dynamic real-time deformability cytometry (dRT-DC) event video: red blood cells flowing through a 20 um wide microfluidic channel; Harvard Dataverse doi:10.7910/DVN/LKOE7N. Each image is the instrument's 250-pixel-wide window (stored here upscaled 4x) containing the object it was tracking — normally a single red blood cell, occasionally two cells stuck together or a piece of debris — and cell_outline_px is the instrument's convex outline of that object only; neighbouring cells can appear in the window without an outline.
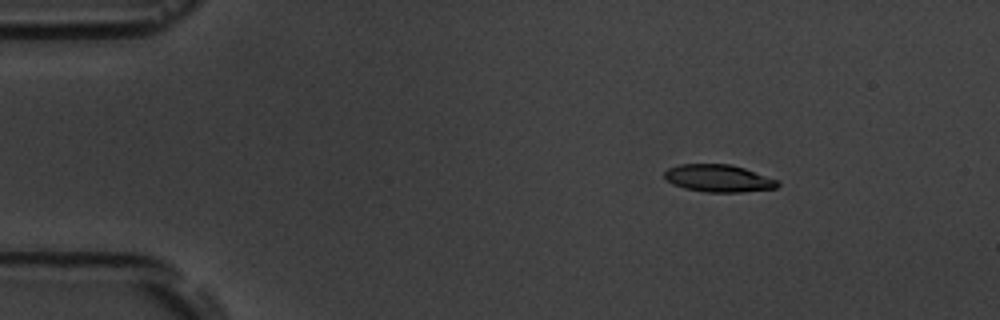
{"species": "common noctule bat (a hibernating species)", "species_latin": "Nyctalus noctula", "temperature_condition": "room temperature", "stored_images_in_passage": 9, "camera_frame_rate_fps": 3000, "um_per_image_px": 0.085, "animal": {"sex": "male", "body_mass_g": 19.5, "forearm_length_mm": 54.6}, "frame": {"image": 1, "passage_image": 1, "time_ms": 0.0, "image_size_px": [1000, 320], "cell_outline_px": [[780, 184], [776, 188], [740, 192], [704, 192], [684, 188], [672, 184], [664, 180], [664, 172], [668, 168], [680, 164], [732, 164], [780, 180]], "centroid_in_image_um": [61.06, 15.15], "position_along_channel_um": 23.9, "area_um2": 18.26}}
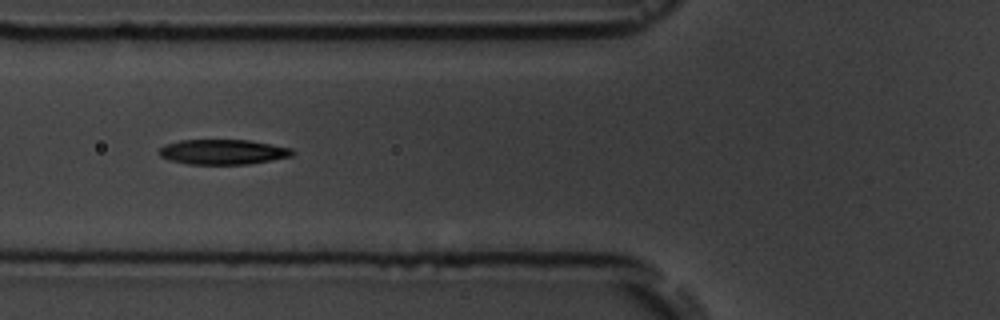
{"frame": {"image": 2, "passage_image": 5, "time_ms": 4.333, "image_size_px": [1000, 320], "cell_outline_px": [[296, 152], [292, 156], [272, 160], [248, 164], [188, 164], [168, 160], [160, 156], [156, 152], [164, 144], [180, 140], [248, 140], [292, 148]], "centroid_in_image_um": [18.92, 12.91], "position_along_channel_um": 106.9, "area_um2": 19.59}}
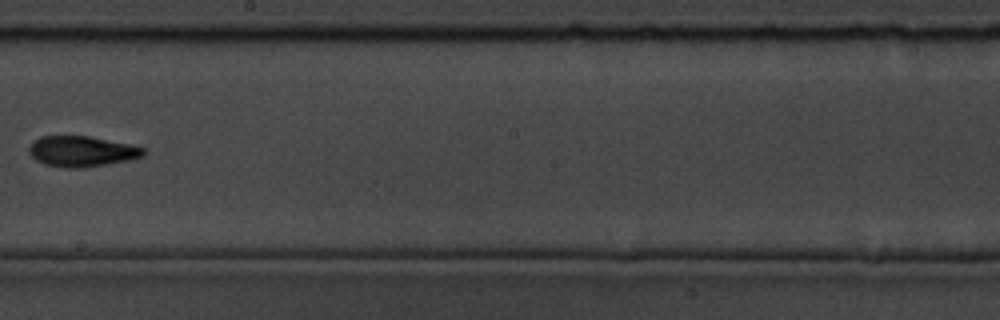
{"frame": {"image": 3, "passage_image": 8, "time_ms": 8.0, "image_size_px": [1000, 320], "cell_outline_px": [[148, 152], [144, 156], [132, 160], [84, 168], [64, 168], [44, 164], [36, 160], [28, 152], [28, 148], [40, 136], [88, 136], [128, 144], [144, 148]], "centroid_in_image_um": [6.98, 12.88], "position_along_channel_um": 241.2, "area_um2": 20.52}}